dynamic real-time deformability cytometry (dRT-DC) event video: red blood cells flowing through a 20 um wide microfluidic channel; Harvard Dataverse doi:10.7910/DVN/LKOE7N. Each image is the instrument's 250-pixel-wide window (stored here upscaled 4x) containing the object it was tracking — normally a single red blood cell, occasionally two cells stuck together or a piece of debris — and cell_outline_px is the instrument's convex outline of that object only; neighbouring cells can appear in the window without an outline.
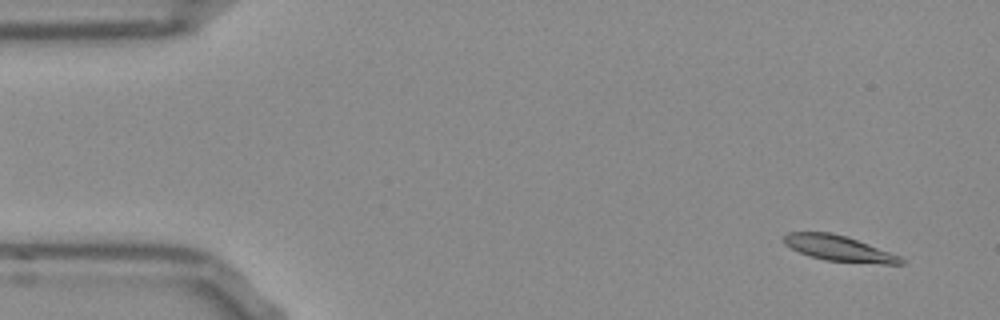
{"species": "Egyptian fruit bat (a non-hibernating species)", "species_latin": "Rousettus aegyptiacus", "temperature_condition": "room temperature", "stored_images_in_passage": 51, "camera_frame_rate_fps": 3000, "um_per_image_px": 0.085, "frame": {"image": 1, "passage_image": 2, "time_ms": 0.333, "image_size_px": [1000, 320], "cell_outline_px": [[904, 264], [880, 264], [824, 260], [808, 256], [784, 244], [784, 236], [788, 232], [832, 232], [848, 236], [900, 256], [904, 260]], "centroid_in_image_um": [71.31, 21.11], "position_along_channel_um": 13.7, "area_um2": 17.51}}
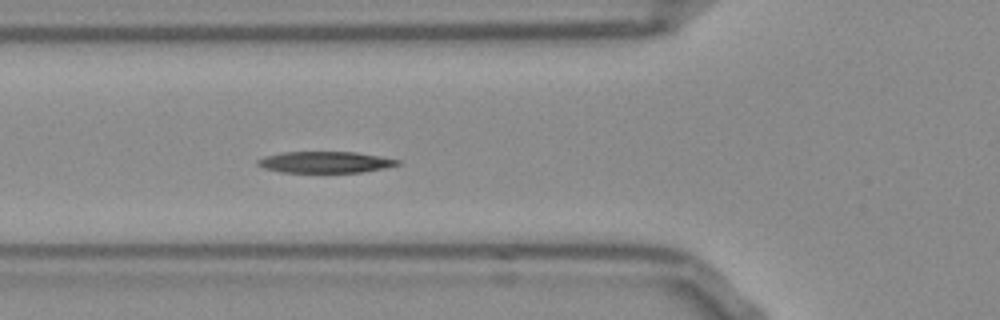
{"frame": {"image": 2, "passage_image": 17, "time_ms": 5.333, "image_size_px": [1000, 320], "cell_outline_px": [[400, 164], [384, 168], [360, 172], [280, 172], [264, 168], [256, 164], [256, 160], [264, 156], [280, 152], [356, 152], [400, 160]], "centroid_in_image_um": [27.59, 13.78], "position_along_channel_um": 98.2, "area_um2": 17.34}}
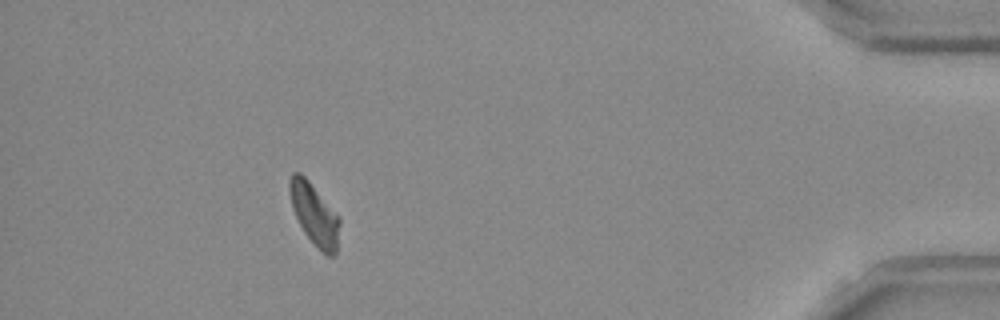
{"frame": {"image": 3, "passage_image": 46, "time_ms": 15.0, "image_size_px": [1000, 320], "cell_outline_px": [[340, 224], [336, 252], [332, 256], [328, 256], [304, 232], [292, 208], [288, 188], [288, 180], [292, 172], [300, 172], [308, 180], [340, 216]], "centroid_in_image_um": [26.71, 18.15], "position_along_channel_um": 408.5, "area_um2": 17.74}, "authors_computed_cell_mechanics": {"area_um2": 18.1492, "velocity_mm_per_s": 3.8286, "shape_relaxation_time_tau1_ms": 4.7758, "shape_relaxation_time_tau2_ms": null, "deformation_change_tau1": 0.1752, "deformation_change_tau2": null}}